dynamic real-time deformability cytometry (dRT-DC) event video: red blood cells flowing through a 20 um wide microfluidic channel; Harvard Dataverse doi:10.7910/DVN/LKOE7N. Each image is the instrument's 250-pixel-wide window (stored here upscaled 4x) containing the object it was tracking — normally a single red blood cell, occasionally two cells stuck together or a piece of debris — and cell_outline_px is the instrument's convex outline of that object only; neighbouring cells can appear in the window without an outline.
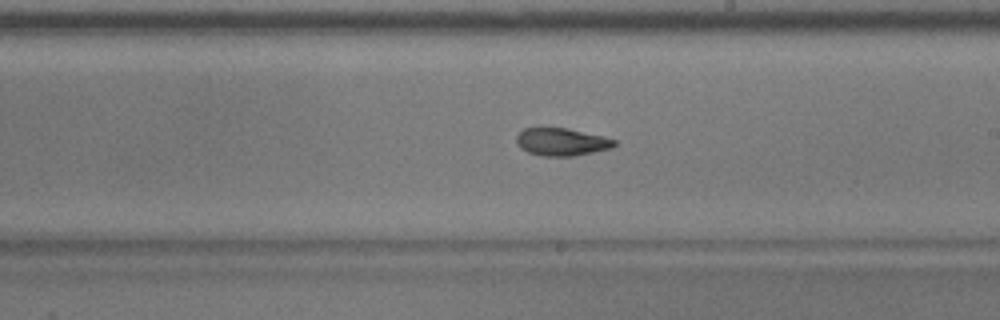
{"species": "common noctule bat (a hibernating species)", "species_latin": "Nyctalus noctula", "temperature_condition": "warm", "stored_images_in_passage": 41, "camera_frame_rate_fps": 3000, "um_per_image_px": 0.085, "animal": {"sex": "male", "body_mass_g": 17.9}, "frame": {"image": 1, "passage_image": 24, "time_ms": 7.667, "image_size_px": [1000, 320], "cell_outline_px": [[616, 144], [612, 148], [572, 156], [544, 156], [528, 152], [520, 148], [516, 144], [516, 136], [524, 128], [568, 128], [604, 136], [616, 140]], "centroid_in_image_um": [47.73, 12.05], "position_along_channel_um": 241.3, "area_um2": 15.78}}
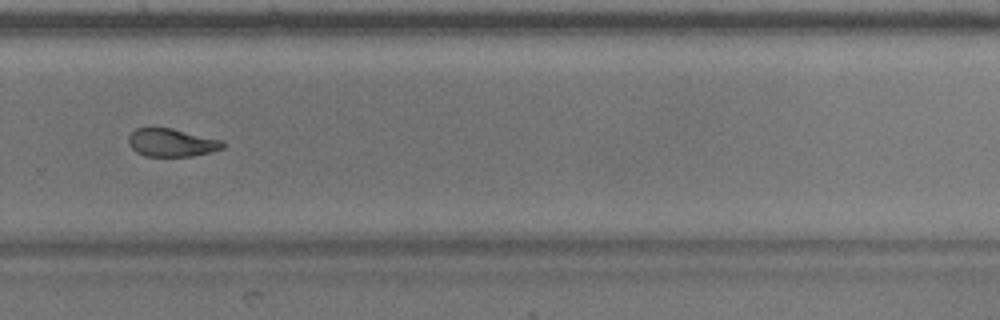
{"frame": {"image": 2, "passage_image": 30, "time_ms": 9.667, "image_size_px": [1000, 320], "cell_outline_px": [[224, 148], [192, 156], [144, 156], [136, 152], [128, 144], [128, 136], [136, 128], [172, 128], [224, 140]], "centroid_in_image_um": [14.58, 12.12], "position_along_channel_um": 315.2, "area_um2": 15.43}, "authors_computed_cell_mechanics": {"area_um2": 16.5308, "velocity_mm_per_s": 3.7089, "shape_relaxation_time_tau1_ms": 11.0105, "shape_relaxation_time_tau2_ms": 3.0906, "deformation_change_tau1": 0.2535, "deformation_change_tau2": 0.0733}}